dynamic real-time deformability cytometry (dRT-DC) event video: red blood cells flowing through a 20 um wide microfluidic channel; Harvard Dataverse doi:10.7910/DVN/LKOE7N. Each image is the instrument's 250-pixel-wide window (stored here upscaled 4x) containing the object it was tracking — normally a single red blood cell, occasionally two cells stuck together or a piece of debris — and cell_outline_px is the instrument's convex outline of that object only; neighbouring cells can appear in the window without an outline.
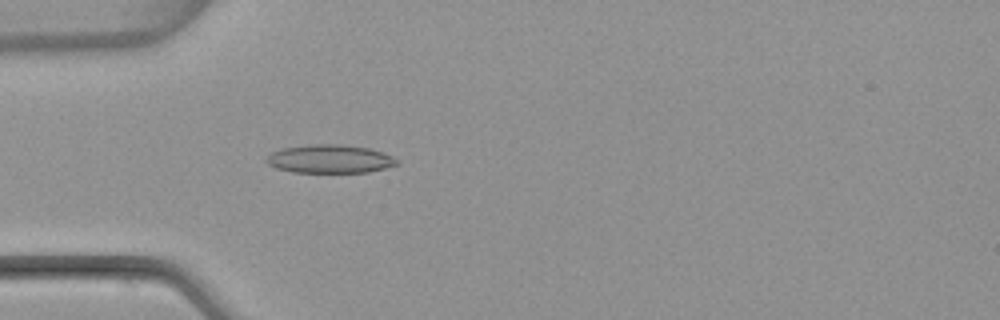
{"species": "common noctule bat (a hibernating species)", "species_latin": "Nyctalus noctula", "temperature_condition": "warm", "stored_images_in_passage": 51, "camera_frame_rate_fps": 3000, "um_per_image_px": 0.085, "animal": {"sex": "female", "body_mass_g": 22.7, "forearm_length_mm": 54.2}, "frame": {"image": 1, "passage_image": 15, "time_ms": 4.667, "image_size_px": [1000, 320], "cell_outline_px": [[400, 164], [368, 172], [292, 172], [276, 168], [268, 164], [264, 160], [272, 152], [284, 148], [312, 144], [340, 144], [372, 148], [392, 156], [400, 160]], "centroid_in_image_um": [28.07, 13.5], "position_along_channel_um": 56.9, "area_um2": 21.68}}
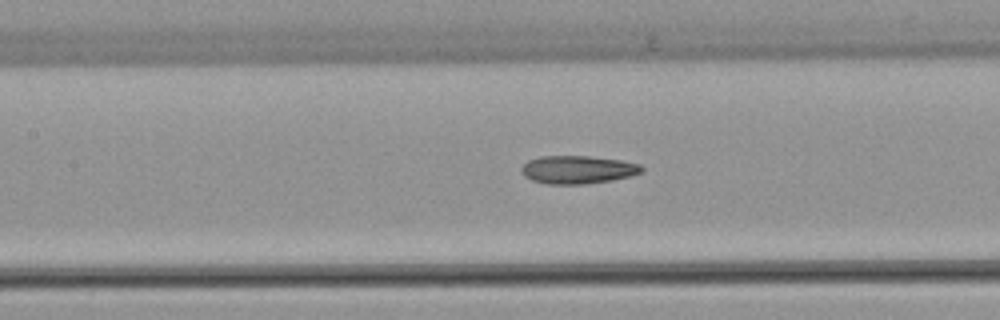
{"frame": {"image": 2, "passage_image": 23, "time_ms": 7.333, "image_size_px": [1000, 320], "cell_outline_px": [[644, 172], [632, 176], [612, 180], [584, 184], [548, 184], [532, 180], [524, 176], [520, 172], [520, 168], [528, 160], [540, 156], [588, 156], [620, 160], [640, 164], [644, 168]], "centroid_in_image_um": [49.11, 14.42], "position_along_channel_um": 158.3, "area_um2": 19.83}}
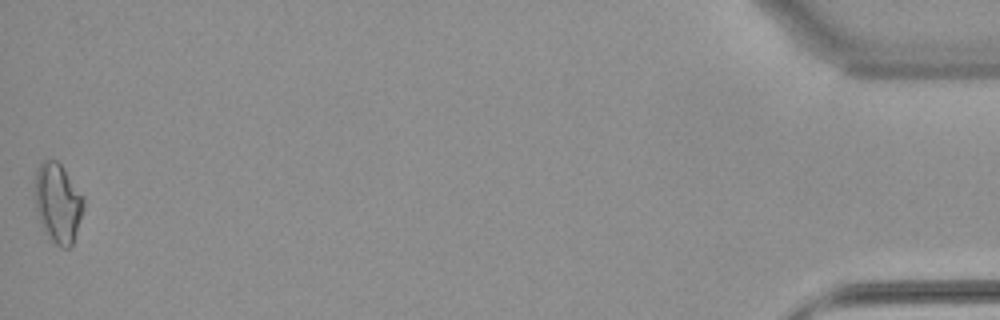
{"frame": {"image": 3, "passage_image": 51, "time_ms": 16.667, "image_size_px": [1000, 320], "cell_outline_px": [[84, 208], [72, 244], [68, 248], [60, 248], [44, 232], [36, 216], [36, 168], [40, 160], [56, 160], [64, 168], [84, 196]], "centroid_in_image_um": [4.92, 17.24], "position_along_channel_um": 430.3, "area_um2": 22.72}, "authors_computed_cell_mechanics": {"area_um2": 19.652, "velocity_mm_per_s": 3.9607, "shape_relaxation_time_tau1_ms": null, "shape_relaxation_time_tau2_ms": 4.7337, "deformation_change_tau1": null, "deformation_change_tau2": 0.1422}}